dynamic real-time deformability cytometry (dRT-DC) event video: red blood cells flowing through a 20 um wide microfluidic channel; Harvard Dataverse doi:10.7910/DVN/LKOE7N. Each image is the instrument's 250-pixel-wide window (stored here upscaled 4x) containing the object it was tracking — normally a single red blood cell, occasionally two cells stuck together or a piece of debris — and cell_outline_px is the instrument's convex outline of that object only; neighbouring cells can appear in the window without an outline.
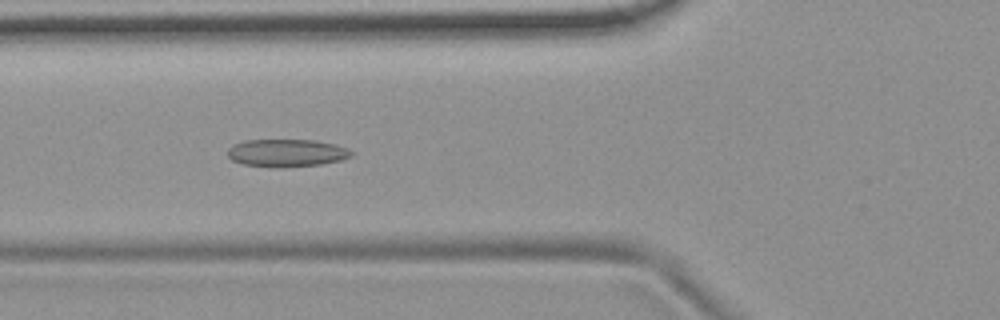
{"species": "common noctule bat (a hibernating species)", "species_latin": "Nyctalus noctula", "temperature_condition": "room temperature", "stored_images_in_passage": 47, "camera_frame_rate_fps": 3000, "um_per_image_px": 0.085, "animal": {"sex": "female", "body_mass_g": 19.9}, "frame": {"image": 1, "passage_image": 19, "time_ms": 6.0, "image_size_px": [1000, 320], "cell_outline_px": [[356, 152], [352, 156], [340, 160], [320, 164], [280, 168], [272, 168], [244, 164], [232, 160], [228, 156], [228, 148], [232, 144], [244, 140], [316, 140], [336, 144], [348, 148]], "centroid_in_image_um": [24.38, 13.0], "position_along_channel_um": 101.4, "area_um2": 20.23}}
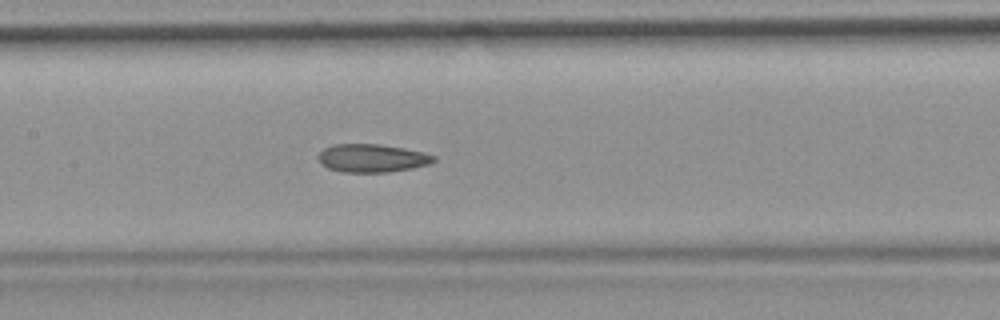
{"frame": {"image": 2, "passage_image": 25, "time_ms": 8.0, "image_size_px": [1000, 320], "cell_outline_px": [[436, 160], [432, 164], [412, 168], [388, 172], [344, 172], [328, 168], [320, 164], [320, 152], [324, 148], [332, 144], [380, 144], [404, 148], [424, 152], [436, 156]], "centroid_in_image_um": [31.67, 13.44], "position_along_channel_um": 175.7, "area_um2": 19.02}}
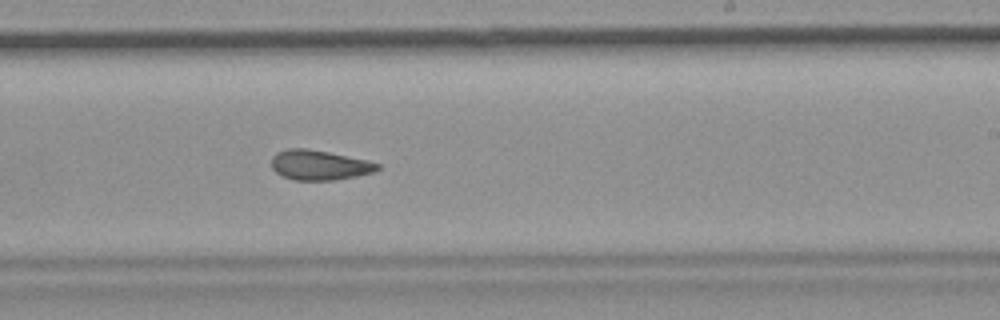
{"frame": {"image": 3, "passage_image": 32, "time_ms": 10.333, "image_size_px": [1000, 320], "cell_outline_px": [[380, 168], [376, 172], [336, 180], [292, 180], [280, 176], [272, 168], [272, 156], [276, 152], [288, 148], [308, 148], [368, 160], [380, 164]], "centroid_in_image_um": [27.14, 14.03], "position_along_channel_um": 261.9, "area_um2": 18.73}, "authors_computed_cell_mechanics": {"area_um2": 19.941, "velocity_mm_per_s": 3.712, "shape_relaxation_time_tau1_ms": null, "shape_relaxation_time_tau2_ms": 3.1, "deformation_change_tau1": null, "deformation_change_tau2": 0.0929}}